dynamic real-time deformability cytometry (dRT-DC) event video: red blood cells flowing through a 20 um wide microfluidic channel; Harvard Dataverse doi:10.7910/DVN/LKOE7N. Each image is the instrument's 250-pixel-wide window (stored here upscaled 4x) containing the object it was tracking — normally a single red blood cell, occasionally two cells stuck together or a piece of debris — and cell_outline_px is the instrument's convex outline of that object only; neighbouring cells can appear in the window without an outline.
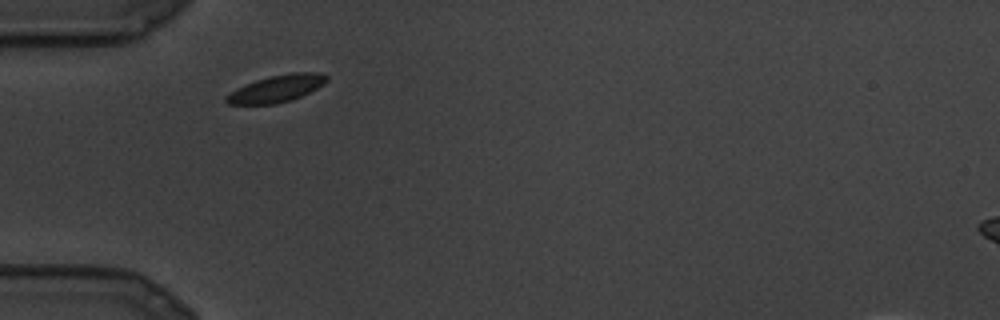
{"species": "common noctule bat (a hibernating species)", "species_latin": "Nyctalus noctula", "temperature_condition": "cold", "stored_images_in_passage": 10, "camera_frame_rate_fps": 3000, "um_per_image_px": 0.085, "animal": {"sex": "male", "body_mass_g": 19.5, "forearm_length_mm": 54.6}, "frame": {"image": 1, "passage_image": 1, "time_ms": 0.0, "image_size_px": [1000, 320], "cell_outline_px": [[328, 80], [324, 84], [292, 100], [276, 104], [228, 104], [224, 100], [224, 96], [236, 88], [256, 80], [272, 76], [292, 72], [320, 72], [328, 76]], "centroid_in_image_um": [23.5, 7.53], "position_along_channel_um": 61.5, "area_um2": 15.78}}
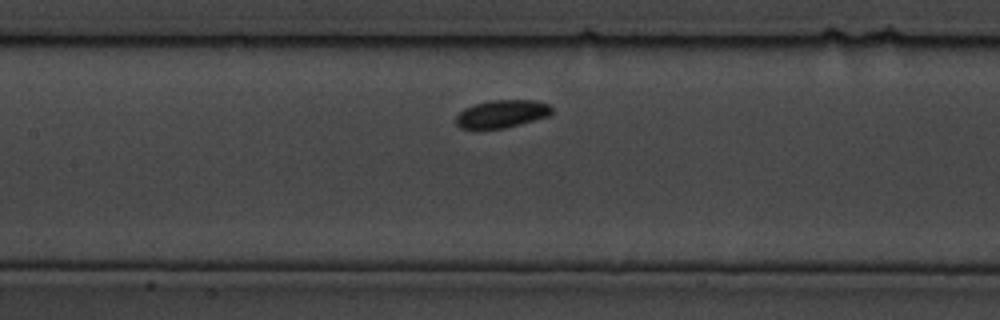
{"frame": {"image": 2, "passage_image": 6, "time_ms": 1.667, "image_size_px": [1000, 320], "cell_outline_px": [[552, 112], [548, 116], [520, 124], [504, 128], [460, 128], [456, 124], [456, 116], [464, 108], [476, 104], [492, 100], [532, 100], [548, 104], [552, 108]], "centroid_in_image_um": [42.65, 9.67], "position_along_channel_um": 164.7, "area_um2": 15.26}}
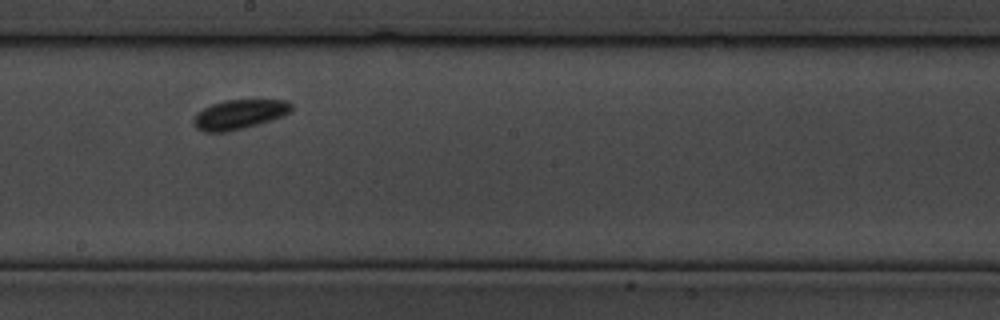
{"frame": {"image": 3, "passage_image": 9, "time_ms": 2.667, "image_size_px": [1000, 320], "cell_outline_px": [[292, 108], [288, 112], [272, 120], [244, 128], [228, 132], [204, 132], [196, 128], [192, 124], [192, 120], [196, 112], [212, 104], [228, 100], [288, 100], [292, 104]], "centroid_in_image_um": [20.29, 9.73], "position_along_channel_um": 227.9, "area_um2": 16.82}}